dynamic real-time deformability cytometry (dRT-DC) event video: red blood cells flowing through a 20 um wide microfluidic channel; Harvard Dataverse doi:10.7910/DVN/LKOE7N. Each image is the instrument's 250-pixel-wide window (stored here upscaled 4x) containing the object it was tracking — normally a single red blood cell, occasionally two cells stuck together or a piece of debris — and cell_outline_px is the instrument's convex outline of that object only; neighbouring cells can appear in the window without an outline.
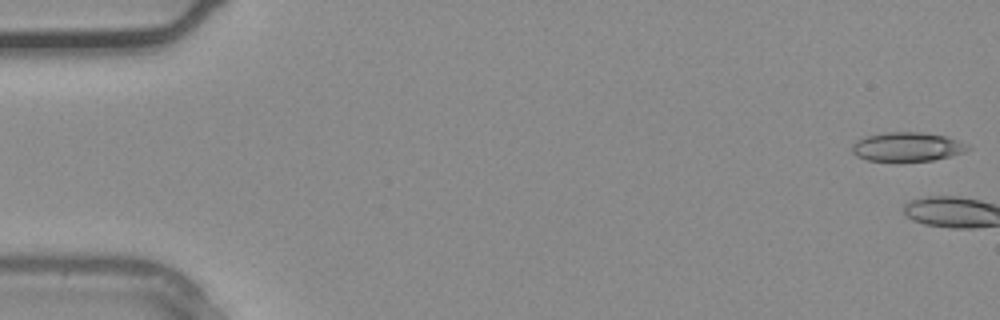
{"species": "common noctule bat (a hibernating species)", "species_latin": "Nyctalus noctula", "temperature_condition": "warm", "stored_images_in_passage": 3, "camera_frame_rate_fps": 3000, "um_per_image_px": 0.085, "animal": {"sex": "male", "body_mass_g": 20.4}, "frame": {"image": 1, "passage_image": 1, "time_ms": 0.0, "image_size_px": [1000, 320], "cell_outline_px": [[972, 148], [964, 152], [932, 160], [868, 160], [856, 156], [852, 152], [852, 144], [868, 136], [884, 132], [920, 132], [944, 136], [960, 140], [968, 144]], "centroid_in_image_um": [77.15, 12.46], "position_along_channel_um": 7.8, "area_um2": 19.25}}